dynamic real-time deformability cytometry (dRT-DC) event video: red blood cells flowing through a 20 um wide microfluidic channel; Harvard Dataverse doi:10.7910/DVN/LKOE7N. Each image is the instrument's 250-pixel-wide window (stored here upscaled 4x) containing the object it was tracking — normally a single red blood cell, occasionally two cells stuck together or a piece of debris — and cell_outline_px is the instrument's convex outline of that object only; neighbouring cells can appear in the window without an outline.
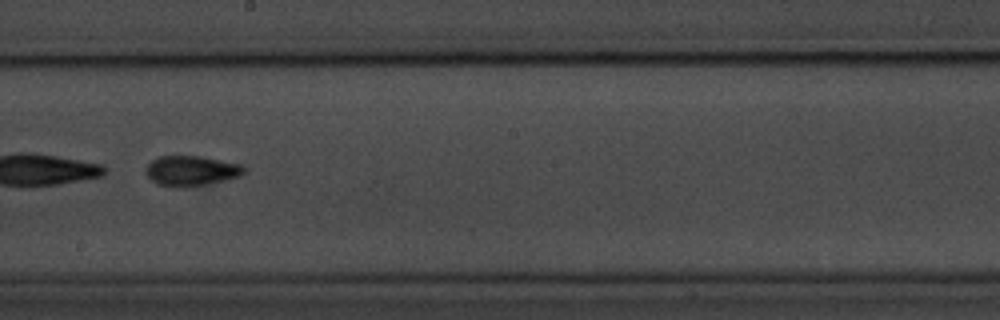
{"species": "common noctule bat (a hibernating species)", "species_latin": "Nyctalus noctula", "temperature_condition": "room temperature", "stored_images_in_passage": 47, "segment_of_instrument_passage": [2, 2], "camera_frame_rate_fps": 3000, "um_per_image_px": 0.085, "animal": {"sex": "male", "body_mass_g": 20.1, "forearm_length_mm": 53.5}, "frame": {"image": 1, "passage_image": 23, "time_ms": 7.333, "image_size_px": [1000, 320], "cell_outline_px": [[244, 172], [240, 176], [200, 184], [156, 184], [144, 172], [144, 168], [152, 160], [160, 156], [200, 156], [244, 164]], "centroid_in_image_um": [16.25, 14.45], "position_along_channel_um": 232.0, "area_um2": 16.42}}